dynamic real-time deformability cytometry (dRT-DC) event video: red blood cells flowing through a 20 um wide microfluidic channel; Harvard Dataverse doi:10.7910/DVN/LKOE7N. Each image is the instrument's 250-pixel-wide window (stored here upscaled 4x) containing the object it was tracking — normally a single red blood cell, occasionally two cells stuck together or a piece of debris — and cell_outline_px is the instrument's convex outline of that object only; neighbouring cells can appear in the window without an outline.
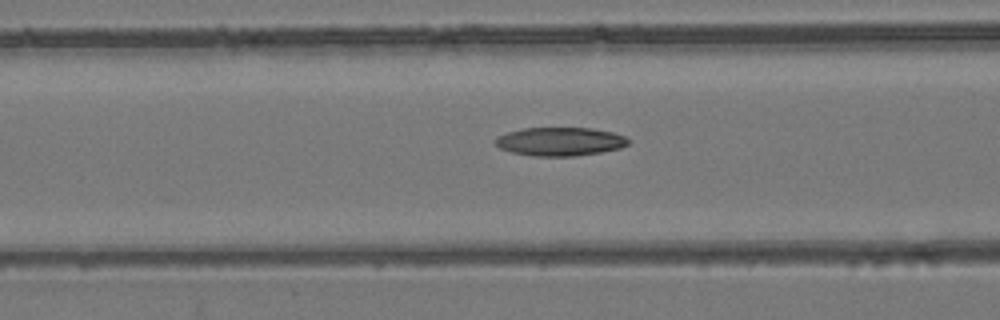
{"species": "common noctule bat (a hibernating species)", "species_latin": "Nyctalus noctula", "temperature_condition": "room temperature", "stored_images_in_passage": 52, "camera_frame_rate_fps": 3000, "um_per_image_px": 0.085, "animal": {"sex": "female", "body_mass_g": 24.6, "forearm_length_mm": 56.2}, "frame": {"image": 1, "passage_image": 22, "time_ms": 7.0, "image_size_px": [1000, 320], "cell_outline_px": [[628, 144], [620, 148], [600, 152], [572, 156], [532, 156], [512, 152], [500, 148], [492, 140], [496, 136], [508, 132], [524, 128], [592, 128], [612, 132], [624, 136], [628, 140]], "centroid_in_image_um": [47.56, 12.03], "position_along_channel_um": 119.0, "area_um2": 22.02}}
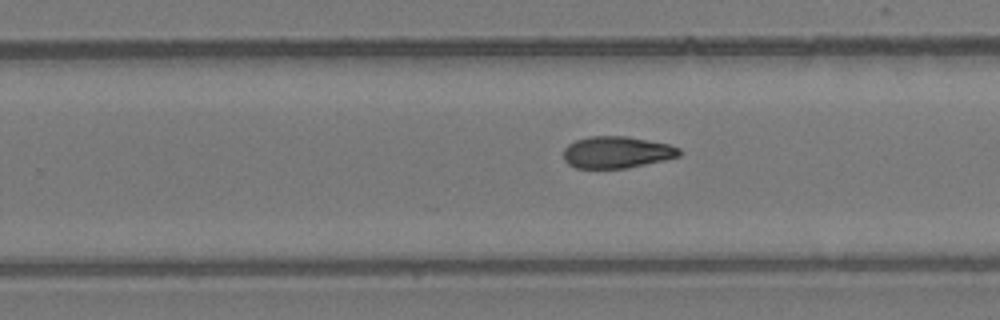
{"frame": {"image": 2, "passage_image": 34, "time_ms": 11.0, "image_size_px": [1000, 320], "cell_outline_px": [[684, 152], [680, 156], [664, 160], [624, 168], [576, 168], [568, 164], [564, 160], [564, 148], [568, 144], [576, 140], [588, 136], [628, 136], [668, 144], [680, 148]], "centroid_in_image_um": [52.43, 12.93], "position_along_channel_um": 277.4, "area_um2": 21.5}}
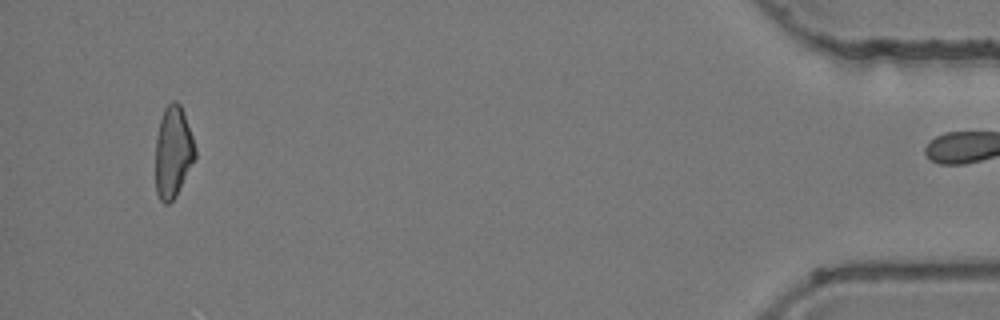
{"frame": {"image": 3, "passage_image": 51, "time_ms": 16.667, "image_size_px": [1000, 320], "cell_outline_px": [[196, 156], [176, 196], [168, 204], [164, 204], [160, 200], [156, 192], [156, 140], [160, 120], [164, 108], [172, 100], [176, 100], [180, 104], [184, 112], [196, 148]], "centroid_in_image_um": [14.71, 12.91], "position_along_channel_um": 420.5, "area_um2": 21.1}}